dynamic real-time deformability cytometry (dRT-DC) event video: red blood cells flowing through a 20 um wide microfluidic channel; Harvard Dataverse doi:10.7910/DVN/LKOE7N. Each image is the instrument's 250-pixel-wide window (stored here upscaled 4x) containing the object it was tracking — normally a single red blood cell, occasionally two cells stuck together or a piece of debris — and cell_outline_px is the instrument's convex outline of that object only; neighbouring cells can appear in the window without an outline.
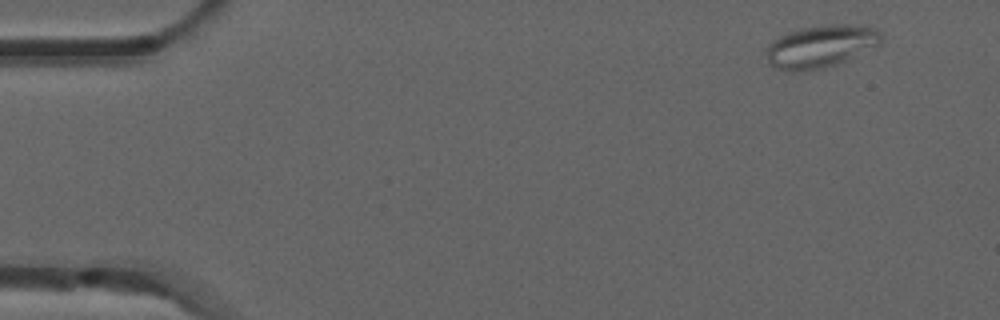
{"species": "common noctule bat (a hibernating species)", "species_latin": "Nyctalus noctula", "temperature_condition": "room temperature", "stored_images_in_passage": 7, "camera_frame_rate_fps": 3000, "um_per_image_px": 0.085, "animal": {"sex": "male", "forearm_length_mm": 52.5}, "frame": {"image": 1, "passage_image": 1, "time_ms": 0.0, "image_size_px": [1000, 320], "cell_outline_px": [[880, 40], [876, 44], [836, 64], [824, 68], [804, 72], [788, 72], [772, 68], [768, 64], [764, 48], [772, 40], [788, 32], [800, 28], [824, 24], [860, 24], [876, 28], [880, 32]], "centroid_in_image_um": [69.63, 3.94], "position_along_channel_um": 15.4, "area_um2": 28.67}}
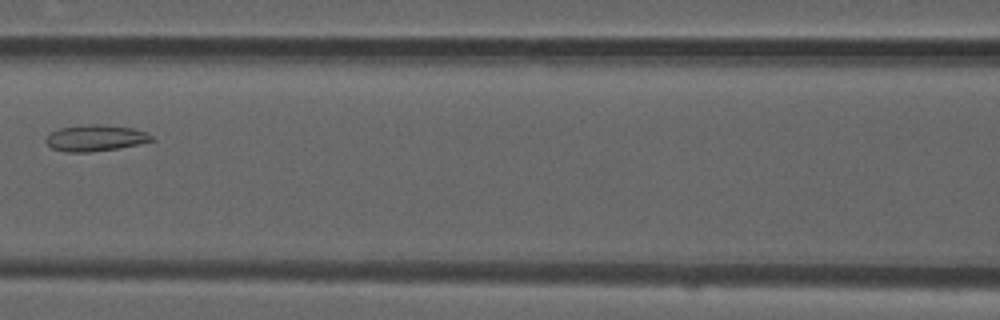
{"frame": {"image": 2, "passage_image": 6, "time_ms": 1.667, "image_size_px": [1000, 320], "cell_outline_px": [[156, 140], [120, 148], [88, 152], [64, 152], [52, 148], [44, 140], [52, 132], [60, 128], [88, 124], [100, 124], [132, 128], [148, 132]], "centroid_in_image_um": [8.14, 11.73], "position_along_channel_um": 158.5, "area_um2": 16.18}}
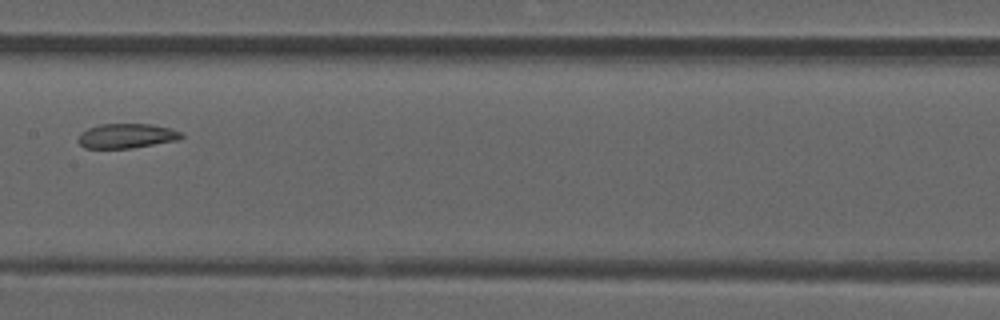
{"frame": {"image": 3, "passage_image": 7, "time_ms": 2.0, "image_size_px": [1000, 320], "cell_outline_px": [[184, 136], [180, 140], [132, 148], [84, 148], [76, 140], [88, 128], [100, 124], [152, 124], [172, 128], [180, 132]], "centroid_in_image_um": [10.81, 11.55], "position_along_channel_um": 196.6, "area_um2": 14.85}}